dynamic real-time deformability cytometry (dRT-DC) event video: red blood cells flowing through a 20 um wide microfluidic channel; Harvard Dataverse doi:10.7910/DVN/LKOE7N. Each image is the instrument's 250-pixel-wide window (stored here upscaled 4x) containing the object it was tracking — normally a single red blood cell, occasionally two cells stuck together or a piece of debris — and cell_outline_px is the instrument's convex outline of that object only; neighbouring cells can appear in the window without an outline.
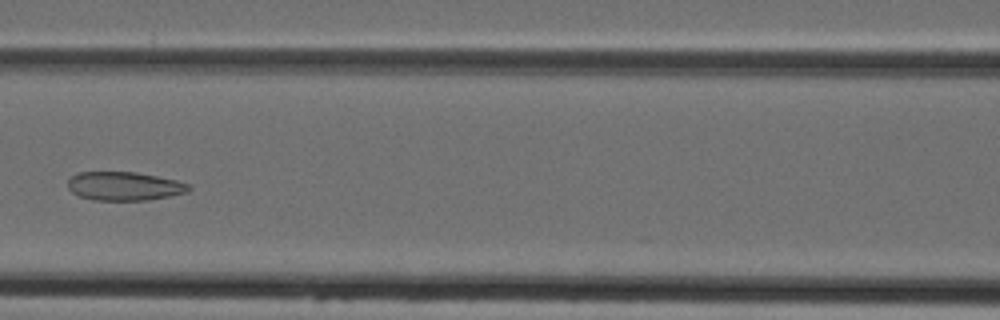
{"species": "Egyptian fruit bat (a non-hibernating species)", "species_latin": "Rousettus aegyptiacus", "temperature_condition": "cold", "stored_images_in_passage": 6, "camera_frame_rate_fps": 3000, "um_per_image_px": 0.085, "animal": {"sex": "female"}, "frame": {"image": 1, "passage_image": 6, "time_ms": 6.0, "image_size_px": [1000, 320], "cell_outline_px": [[192, 188], [188, 192], [148, 200], [92, 200], [80, 196], [72, 192], [68, 188], [68, 180], [72, 176], [80, 172], [136, 172], [176, 180], [188, 184]], "centroid_in_image_um": [10.56, 15.82], "position_along_channel_um": 156.0, "area_um2": 20.11}}